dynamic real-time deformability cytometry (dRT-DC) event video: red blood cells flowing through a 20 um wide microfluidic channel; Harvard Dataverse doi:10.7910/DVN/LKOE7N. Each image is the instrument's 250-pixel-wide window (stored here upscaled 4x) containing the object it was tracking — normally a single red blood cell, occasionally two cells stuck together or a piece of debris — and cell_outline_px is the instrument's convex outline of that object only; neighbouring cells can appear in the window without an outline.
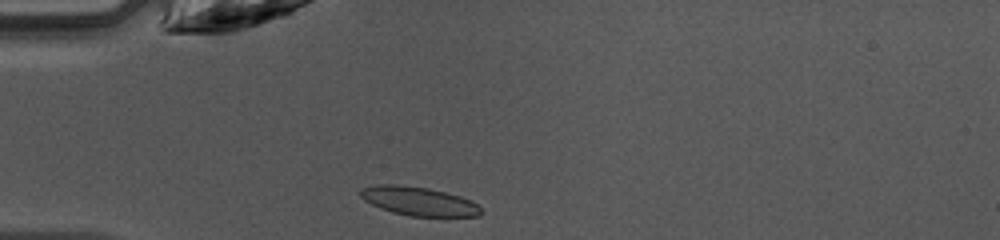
{"species": "common noctule bat (a hibernating species)", "species_latin": "Nyctalus noctula", "temperature_condition": "warm", "stored_images_in_passage": 35, "camera_frame_rate_fps": 3000, "um_per_image_px": 0.085, "animal": {"sex": "female", "body_mass_g": 10.0, "forearm_length_mm": 53.1}, "frame": {"image": 1, "passage_image": 1, "time_ms": 0.0, "image_size_px": [1000, 240], "cell_outline_px": [[484, 212], [480, 216], [408, 216], [392, 212], [380, 208], [364, 200], [360, 196], [360, 188], [376, 184], [396, 184], [428, 188], [460, 196], [480, 204]], "centroid_in_image_um": [35.61, 17.1], "position_along_channel_um": 49.4, "area_um2": 20.4}}
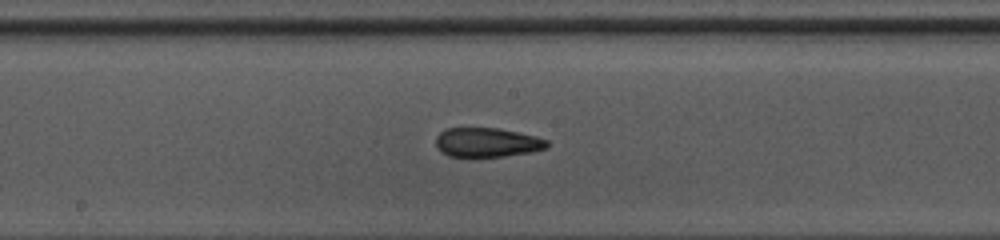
{"frame": {"image": 2, "passage_image": 13, "time_ms": 4.0, "image_size_px": [1000, 240], "cell_outline_px": [[548, 148], [532, 152], [504, 156], [448, 156], [440, 152], [436, 148], [436, 136], [444, 128], [496, 128], [536, 136], [548, 140]], "centroid_in_image_um": [41.38, 12.1], "position_along_channel_um": 206.8, "area_um2": 19.02}}
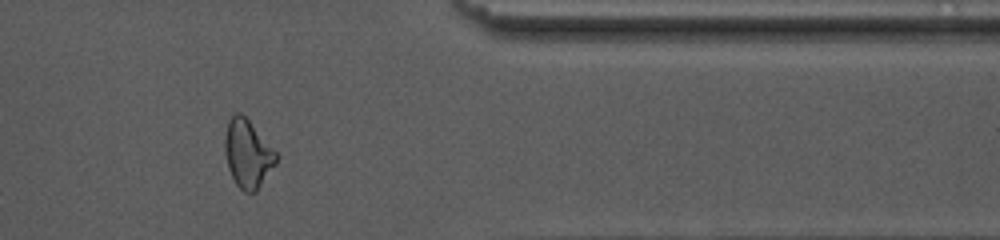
{"frame": {"image": 3, "passage_image": 27, "time_ms": 8.667, "image_size_px": [1000, 240], "cell_outline_px": [[276, 164], [256, 192], [244, 192], [236, 184], [228, 168], [224, 152], [224, 136], [228, 120], [232, 112], [240, 112], [248, 120], [276, 152]], "centroid_in_image_um": [21.02, 13.06], "position_along_channel_um": 390.4, "area_um2": 20.29}, "authors_computed_cell_mechanics": {"area_um2": 19.941, "velocity_mm_per_s": 4.2307, "shape_relaxation_time_tau1_ms": null, "shape_relaxation_time_tau2_ms": 3.9121, "deformation_change_tau1": null, "deformation_change_tau2": 0.0786}}